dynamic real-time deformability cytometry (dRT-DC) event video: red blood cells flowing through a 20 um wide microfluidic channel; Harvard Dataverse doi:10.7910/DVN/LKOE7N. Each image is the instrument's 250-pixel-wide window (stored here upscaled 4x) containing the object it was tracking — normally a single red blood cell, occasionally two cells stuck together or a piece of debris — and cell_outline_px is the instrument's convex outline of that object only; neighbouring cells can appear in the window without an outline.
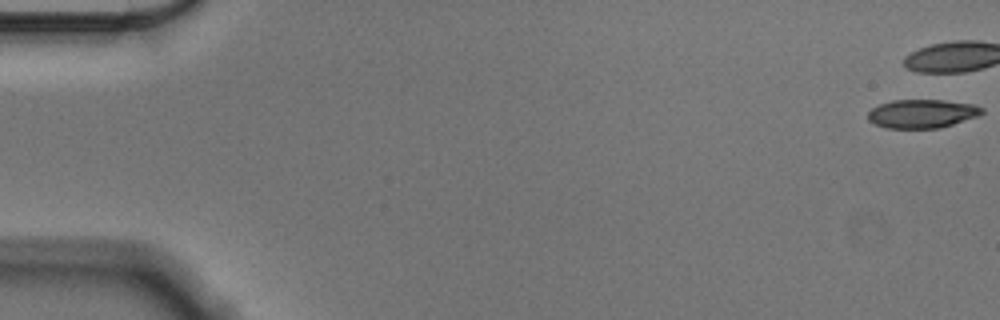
{"species": "Egyptian fruit bat (a non-hibernating species)", "species_latin": "Rousettus aegyptiacus", "temperature_condition": "cold", "stored_images_in_passage": 45, "camera_frame_rate_fps": 3000, "um_per_image_px": 0.085, "animal": {"sex": "male"}, "frame": {"image": 1, "passage_image": 1, "time_ms": 0.0, "image_size_px": [1000, 320], "cell_outline_px": [[984, 112], [980, 116], [940, 128], [888, 128], [876, 124], [868, 120], [868, 112], [872, 108], [880, 104], [892, 100], [944, 100], [976, 104], [984, 108]], "centroid_in_image_um": [78.43, 9.65], "position_along_channel_um": 6.6, "area_um2": 19.19}}